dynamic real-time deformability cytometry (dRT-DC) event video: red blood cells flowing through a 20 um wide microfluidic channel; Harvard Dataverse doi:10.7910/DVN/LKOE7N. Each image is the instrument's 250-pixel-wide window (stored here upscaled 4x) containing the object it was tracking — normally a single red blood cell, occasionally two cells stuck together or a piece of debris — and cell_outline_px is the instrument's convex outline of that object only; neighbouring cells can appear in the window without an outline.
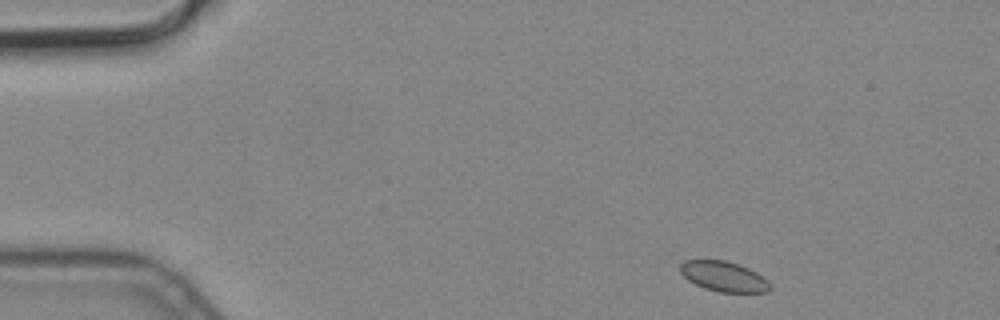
{"species": "common noctule bat (a hibernating species)", "species_latin": "Nyctalus noctula", "temperature_condition": "cold", "stored_images_in_passage": 7, "camera_frame_rate_fps": 3000, "um_per_image_px": 0.085, "animal": {"sex": "male", "body_mass_g": 19.2, "forearm_length_mm": 51.8}, "frame": {"image": 1, "passage_image": 1, "time_ms": 0.0, "image_size_px": [1000, 320], "cell_outline_px": [[772, 288], [768, 292], [720, 292], [704, 288], [688, 280], [680, 272], [680, 264], [684, 260], [724, 260], [740, 264], [756, 272], [768, 280]], "centroid_in_image_um": [61.53, 23.49], "position_along_channel_um": 23.5, "area_um2": 15.84}}
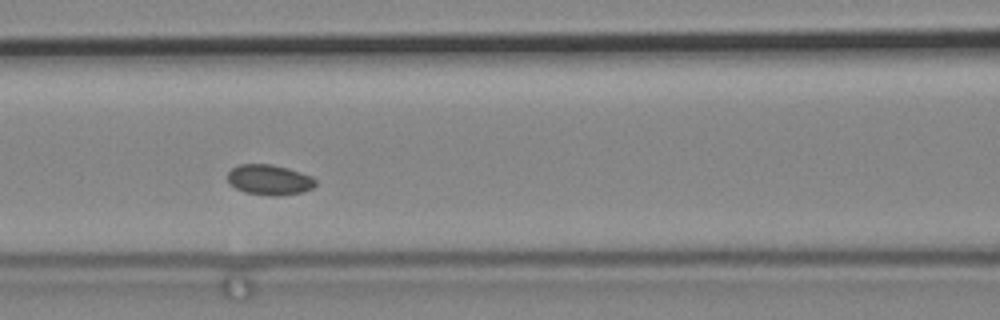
{"frame": {"image": 2, "passage_image": 6, "time_ms": 1.667, "image_size_px": [1000, 320], "cell_outline_px": [[316, 184], [312, 188], [300, 192], [280, 196], [272, 196], [244, 192], [236, 188], [228, 180], [228, 172], [232, 168], [240, 164], [272, 164], [288, 168], [312, 176], [316, 180]], "centroid_in_image_um": [22.91, 15.28], "position_along_channel_um": 143.7, "area_um2": 15.49}}
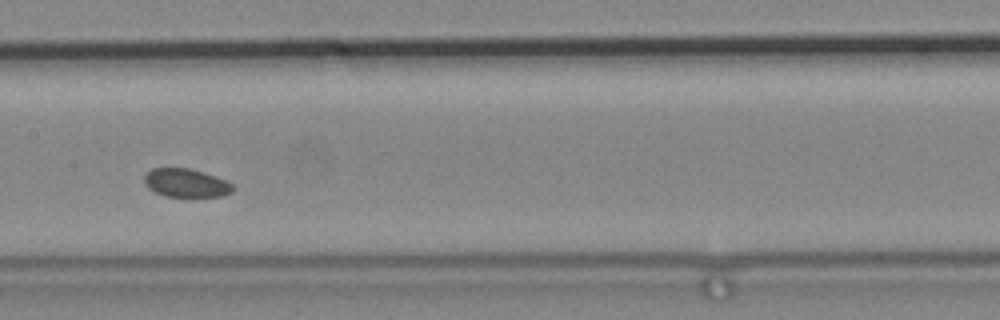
{"frame": {"image": 3, "passage_image": 7, "time_ms": 2.0, "image_size_px": [1000, 320], "cell_outline_px": [[232, 192], [224, 196], [164, 196], [148, 188], [144, 184], [144, 176], [152, 168], [188, 168], [224, 180], [232, 184]], "centroid_in_image_um": [15.76, 15.56], "position_along_channel_um": 191.6, "area_um2": 14.33}}